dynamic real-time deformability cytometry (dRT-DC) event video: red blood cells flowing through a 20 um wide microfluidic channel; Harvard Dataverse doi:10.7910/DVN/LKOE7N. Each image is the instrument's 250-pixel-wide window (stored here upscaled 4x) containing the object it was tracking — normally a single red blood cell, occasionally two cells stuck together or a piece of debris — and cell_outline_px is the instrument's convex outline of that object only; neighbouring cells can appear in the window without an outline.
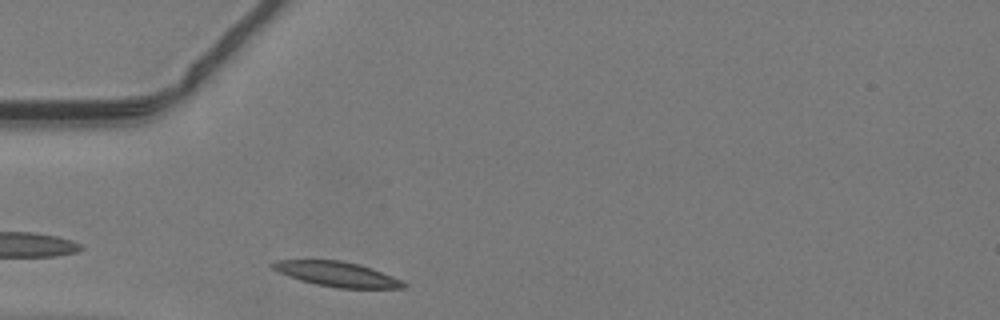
{"species": "common noctule bat (a hibernating species)", "species_latin": "Nyctalus noctula", "temperature_condition": "warm", "stored_images_in_passage": 17, "camera_frame_rate_fps": 3000, "um_per_image_px": 0.085, "animal": {"sex": "male", "body_mass_g": 19.2, "forearm_length_mm": 51.8}, "frame": {"image": 1, "passage_image": 1, "time_ms": 0.0, "image_size_px": [1000, 320], "cell_outline_px": [[408, 284], [404, 288], [340, 288], [316, 284], [300, 280], [288, 276], [272, 268], [268, 264], [276, 260], [340, 260], [360, 264], [372, 268], [392, 276]], "centroid_in_image_um": [28.63, 23.29], "position_along_channel_um": 56.4, "area_um2": 18.9}}
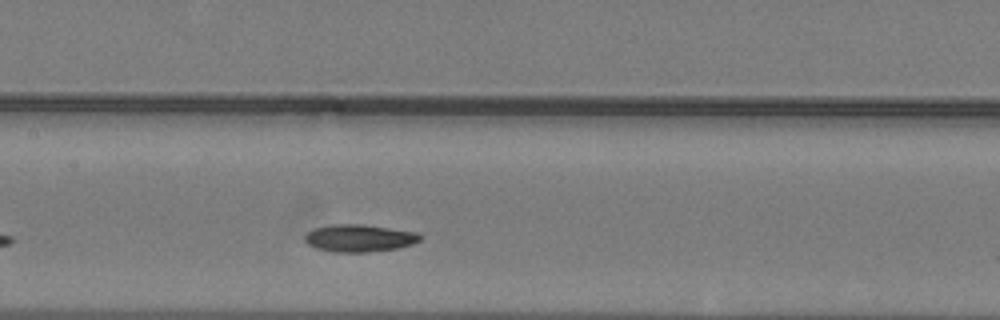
{"frame": {"image": 2, "passage_image": 10, "time_ms": 3.0, "image_size_px": [1000, 320], "cell_outline_px": [[424, 236], [420, 240], [412, 244], [396, 248], [368, 252], [332, 252], [316, 248], [308, 244], [304, 240], [304, 236], [308, 232], [316, 228], [332, 224], [364, 224], [416, 232]], "centroid_in_image_um": [30.54, 20.24], "position_along_channel_um": 176.9, "area_um2": 18.38}}
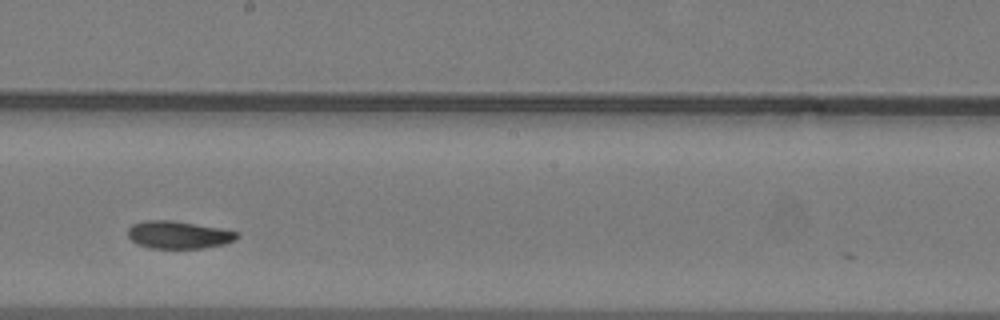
{"frame": {"image": 3, "passage_image": 14, "time_ms": 4.333, "image_size_px": [1000, 320], "cell_outline_px": [[240, 236], [236, 240], [224, 244], [204, 248], [148, 248], [136, 244], [128, 236], [128, 228], [132, 224], [144, 220], [172, 220], [224, 228], [240, 232]], "centroid_in_image_um": [15.21, 19.95], "position_along_channel_um": 233.0, "area_um2": 17.92}}